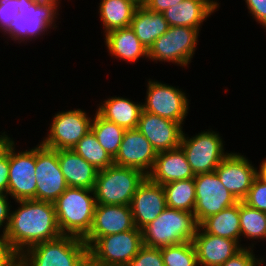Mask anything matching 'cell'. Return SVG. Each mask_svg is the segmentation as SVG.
I'll use <instances>...</instances> for the list:
<instances>
[{
	"label": "cell",
	"instance_id": "cell-1",
	"mask_svg": "<svg viewBox=\"0 0 266 266\" xmlns=\"http://www.w3.org/2000/svg\"><path fill=\"white\" fill-rule=\"evenodd\" d=\"M4 233L8 244L21 255L35 244L60 237L54 203L36 199L18 200Z\"/></svg>",
	"mask_w": 266,
	"mask_h": 266
},
{
	"label": "cell",
	"instance_id": "cell-2",
	"mask_svg": "<svg viewBox=\"0 0 266 266\" xmlns=\"http://www.w3.org/2000/svg\"><path fill=\"white\" fill-rule=\"evenodd\" d=\"M54 206L57 225L62 235L82 239L88 235L96 206L93 189L68 187L54 202Z\"/></svg>",
	"mask_w": 266,
	"mask_h": 266
},
{
	"label": "cell",
	"instance_id": "cell-3",
	"mask_svg": "<svg viewBox=\"0 0 266 266\" xmlns=\"http://www.w3.org/2000/svg\"><path fill=\"white\" fill-rule=\"evenodd\" d=\"M199 224L194 213L166 207L142 231L143 245L162 248L193 241Z\"/></svg>",
	"mask_w": 266,
	"mask_h": 266
},
{
	"label": "cell",
	"instance_id": "cell-4",
	"mask_svg": "<svg viewBox=\"0 0 266 266\" xmlns=\"http://www.w3.org/2000/svg\"><path fill=\"white\" fill-rule=\"evenodd\" d=\"M88 257L82 238L71 235L33 245L20 255V266H80Z\"/></svg>",
	"mask_w": 266,
	"mask_h": 266
},
{
	"label": "cell",
	"instance_id": "cell-5",
	"mask_svg": "<svg viewBox=\"0 0 266 266\" xmlns=\"http://www.w3.org/2000/svg\"><path fill=\"white\" fill-rule=\"evenodd\" d=\"M147 177L141 170L112 165L100 170L94 186L96 204L128 205Z\"/></svg>",
	"mask_w": 266,
	"mask_h": 266
},
{
	"label": "cell",
	"instance_id": "cell-6",
	"mask_svg": "<svg viewBox=\"0 0 266 266\" xmlns=\"http://www.w3.org/2000/svg\"><path fill=\"white\" fill-rule=\"evenodd\" d=\"M142 231L138 228L98 237L89 247L88 256L103 266H125L143 247Z\"/></svg>",
	"mask_w": 266,
	"mask_h": 266
},
{
	"label": "cell",
	"instance_id": "cell-7",
	"mask_svg": "<svg viewBox=\"0 0 266 266\" xmlns=\"http://www.w3.org/2000/svg\"><path fill=\"white\" fill-rule=\"evenodd\" d=\"M59 0H18L19 14L6 32L12 40H30L51 28ZM55 17V18H54Z\"/></svg>",
	"mask_w": 266,
	"mask_h": 266
},
{
	"label": "cell",
	"instance_id": "cell-8",
	"mask_svg": "<svg viewBox=\"0 0 266 266\" xmlns=\"http://www.w3.org/2000/svg\"><path fill=\"white\" fill-rule=\"evenodd\" d=\"M199 29L187 26H169L168 30L157 38L148 49L149 59L175 62L187 66L197 45Z\"/></svg>",
	"mask_w": 266,
	"mask_h": 266
},
{
	"label": "cell",
	"instance_id": "cell-9",
	"mask_svg": "<svg viewBox=\"0 0 266 266\" xmlns=\"http://www.w3.org/2000/svg\"><path fill=\"white\" fill-rule=\"evenodd\" d=\"M182 134L180 147L194 174L214 172L229 154L224 153L223 141L218 133L206 131L189 138Z\"/></svg>",
	"mask_w": 266,
	"mask_h": 266
},
{
	"label": "cell",
	"instance_id": "cell-10",
	"mask_svg": "<svg viewBox=\"0 0 266 266\" xmlns=\"http://www.w3.org/2000/svg\"><path fill=\"white\" fill-rule=\"evenodd\" d=\"M194 184L196 202L193 213L198 224L239 202L221 183L215 171L196 174Z\"/></svg>",
	"mask_w": 266,
	"mask_h": 266
},
{
	"label": "cell",
	"instance_id": "cell-11",
	"mask_svg": "<svg viewBox=\"0 0 266 266\" xmlns=\"http://www.w3.org/2000/svg\"><path fill=\"white\" fill-rule=\"evenodd\" d=\"M53 118L50 133L40 143L54 150L73 149L91 130L93 120L81 109L58 112Z\"/></svg>",
	"mask_w": 266,
	"mask_h": 266
},
{
	"label": "cell",
	"instance_id": "cell-12",
	"mask_svg": "<svg viewBox=\"0 0 266 266\" xmlns=\"http://www.w3.org/2000/svg\"><path fill=\"white\" fill-rule=\"evenodd\" d=\"M15 144H9L8 191L13 199H36V147L15 153Z\"/></svg>",
	"mask_w": 266,
	"mask_h": 266
},
{
	"label": "cell",
	"instance_id": "cell-13",
	"mask_svg": "<svg viewBox=\"0 0 266 266\" xmlns=\"http://www.w3.org/2000/svg\"><path fill=\"white\" fill-rule=\"evenodd\" d=\"M36 200L54 203L69 187L59 166L57 150L36 147Z\"/></svg>",
	"mask_w": 266,
	"mask_h": 266
},
{
	"label": "cell",
	"instance_id": "cell-14",
	"mask_svg": "<svg viewBox=\"0 0 266 266\" xmlns=\"http://www.w3.org/2000/svg\"><path fill=\"white\" fill-rule=\"evenodd\" d=\"M146 101L143 110L183 124L188 113V97L176 87L148 81Z\"/></svg>",
	"mask_w": 266,
	"mask_h": 266
},
{
	"label": "cell",
	"instance_id": "cell-15",
	"mask_svg": "<svg viewBox=\"0 0 266 266\" xmlns=\"http://www.w3.org/2000/svg\"><path fill=\"white\" fill-rule=\"evenodd\" d=\"M225 188L238 200L242 201L257 177V169L246 157L229 153L215 169Z\"/></svg>",
	"mask_w": 266,
	"mask_h": 266
},
{
	"label": "cell",
	"instance_id": "cell-16",
	"mask_svg": "<svg viewBox=\"0 0 266 266\" xmlns=\"http://www.w3.org/2000/svg\"><path fill=\"white\" fill-rule=\"evenodd\" d=\"M157 152L146 137L137 129H126L114 165L132 167L147 175L156 159Z\"/></svg>",
	"mask_w": 266,
	"mask_h": 266
},
{
	"label": "cell",
	"instance_id": "cell-17",
	"mask_svg": "<svg viewBox=\"0 0 266 266\" xmlns=\"http://www.w3.org/2000/svg\"><path fill=\"white\" fill-rule=\"evenodd\" d=\"M135 228L128 205L96 204L90 232L83 239L89 247L98 237L117 234Z\"/></svg>",
	"mask_w": 266,
	"mask_h": 266
},
{
	"label": "cell",
	"instance_id": "cell-18",
	"mask_svg": "<svg viewBox=\"0 0 266 266\" xmlns=\"http://www.w3.org/2000/svg\"><path fill=\"white\" fill-rule=\"evenodd\" d=\"M166 207L163 186L146 177L138 186L130 203L135 227L142 230L154 221Z\"/></svg>",
	"mask_w": 266,
	"mask_h": 266
},
{
	"label": "cell",
	"instance_id": "cell-19",
	"mask_svg": "<svg viewBox=\"0 0 266 266\" xmlns=\"http://www.w3.org/2000/svg\"><path fill=\"white\" fill-rule=\"evenodd\" d=\"M137 129L151 143L156 152L179 147L183 134L180 123L144 110L141 113Z\"/></svg>",
	"mask_w": 266,
	"mask_h": 266
},
{
	"label": "cell",
	"instance_id": "cell-20",
	"mask_svg": "<svg viewBox=\"0 0 266 266\" xmlns=\"http://www.w3.org/2000/svg\"><path fill=\"white\" fill-rule=\"evenodd\" d=\"M192 242L201 266H221L244 248L238 241L205 233L200 227Z\"/></svg>",
	"mask_w": 266,
	"mask_h": 266
},
{
	"label": "cell",
	"instance_id": "cell-21",
	"mask_svg": "<svg viewBox=\"0 0 266 266\" xmlns=\"http://www.w3.org/2000/svg\"><path fill=\"white\" fill-rule=\"evenodd\" d=\"M194 177L195 174L180 146L168 151L157 152L154 165L147 174L150 181L160 185Z\"/></svg>",
	"mask_w": 266,
	"mask_h": 266
},
{
	"label": "cell",
	"instance_id": "cell-22",
	"mask_svg": "<svg viewBox=\"0 0 266 266\" xmlns=\"http://www.w3.org/2000/svg\"><path fill=\"white\" fill-rule=\"evenodd\" d=\"M219 6L211 0H183L179 4L166 9L163 13L169 26H187L200 30L206 20Z\"/></svg>",
	"mask_w": 266,
	"mask_h": 266
},
{
	"label": "cell",
	"instance_id": "cell-23",
	"mask_svg": "<svg viewBox=\"0 0 266 266\" xmlns=\"http://www.w3.org/2000/svg\"><path fill=\"white\" fill-rule=\"evenodd\" d=\"M57 156L69 187L94 189L99 170L72 149L57 150Z\"/></svg>",
	"mask_w": 266,
	"mask_h": 266
},
{
	"label": "cell",
	"instance_id": "cell-24",
	"mask_svg": "<svg viewBox=\"0 0 266 266\" xmlns=\"http://www.w3.org/2000/svg\"><path fill=\"white\" fill-rule=\"evenodd\" d=\"M105 37L108 52L116 58L136 62L142 56L148 57V50L130 26L112 30L105 34Z\"/></svg>",
	"mask_w": 266,
	"mask_h": 266
},
{
	"label": "cell",
	"instance_id": "cell-25",
	"mask_svg": "<svg viewBox=\"0 0 266 266\" xmlns=\"http://www.w3.org/2000/svg\"><path fill=\"white\" fill-rule=\"evenodd\" d=\"M130 27L148 50L154 41L168 30L169 25L163 13L150 11L141 5L136 9Z\"/></svg>",
	"mask_w": 266,
	"mask_h": 266
},
{
	"label": "cell",
	"instance_id": "cell-26",
	"mask_svg": "<svg viewBox=\"0 0 266 266\" xmlns=\"http://www.w3.org/2000/svg\"><path fill=\"white\" fill-rule=\"evenodd\" d=\"M143 104H136L123 97H111L98 107L97 113L104 119L125 129L137 128Z\"/></svg>",
	"mask_w": 266,
	"mask_h": 266
},
{
	"label": "cell",
	"instance_id": "cell-27",
	"mask_svg": "<svg viewBox=\"0 0 266 266\" xmlns=\"http://www.w3.org/2000/svg\"><path fill=\"white\" fill-rule=\"evenodd\" d=\"M239 213L240 201L235 205L204 219L199 224V227L205 233L239 242V237L241 236Z\"/></svg>",
	"mask_w": 266,
	"mask_h": 266
},
{
	"label": "cell",
	"instance_id": "cell-28",
	"mask_svg": "<svg viewBox=\"0 0 266 266\" xmlns=\"http://www.w3.org/2000/svg\"><path fill=\"white\" fill-rule=\"evenodd\" d=\"M99 5L100 18L106 34L130 26L133 15L139 7L132 0H101Z\"/></svg>",
	"mask_w": 266,
	"mask_h": 266
},
{
	"label": "cell",
	"instance_id": "cell-29",
	"mask_svg": "<svg viewBox=\"0 0 266 266\" xmlns=\"http://www.w3.org/2000/svg\"><path fill=\"white\" fill-rule=\"evenodd\" d=\"M162 186L167 207L193 213L196 202L194 178L174 181Z\"/></svg>",
	"mask_w": 266,
	"mask_h": 266
},
{
	"label": "cell",
	"instance_id": "cell-30",
	"mask_svg": "<svg viewBox=\"0 0 266 266\" xmlns=\"http://www.w3.org/2000/svg\"><path fill=\"white\" fill-rule=\"evenodd\" d=\"M91 130L103 149L114 159L119 151L126 129L104 119L96 112L92 120Z\"/></svg>",
	"mask_w": 266,
	"mask_h": 266
},
{
	"label": "cell",
	"instance_id": "cell-31",
	"mask_svg": "<svg viewBox=\"0 0 266 266\" xmlns=\"http://www.w3.org/2000/svg\"><path fill=\"white\" fill-rule=\"evenodd\" d=\"M78 155L93 165L97 170L112 166L113 159L98 142L96 135L90 130L73 149Z\"/></svg>",
	"mask_w": 266,
	"mask_h": 266
},
{
	"label": "cell",
	"instance_id": "cell-32",
	"mask_svg": "<svg viewBox=\"0 0 266 266\" xmlns=\"http://www.w3.org/2000/svg\"><path fill=\"white\" fill-rule=\"evenodd\" d=\"M240 230L241 236L248 239L266 238V213L251 208L240 201Z\"/></svg>",
	"mask_w": 266,
	"mask_h": 266
},
{
	"label": "cell",
	"instance_id": "cell-33",
	"mask_svg": "<svg viewBox=\"0 0 266 266\" xmlns=\"http://www.w3.org/2000/svg\"><path fill=\"white\" fill-rule=\"evenodd\" d=\"M164 266H197V253L192 241L160 248Z\"/></svg>",
	"mask_w": 266,
	"mask_h": 266
},
{
	"label": "cell",
	"instance_id": "cell-34",
	"mask_svg": "<svg viewBox=\"0 0 266 266\" xmlns=\"http://www.w3.org/2000/svg\"><path fill=\"white\" fill-rule=\"evenodd\" d=\"M242 202L251 208L266 212V183L256 177Z\"/></svg>",
	"mask_w": 266,
	"mask_h": 266
},
{
	"label": "cell",
	"instance_id": "cell-35",
	"mask_svg": "<svg viewBox=\"0 0 266 266\" xmlns=\"http://www.w3.org/2000/svg\"><path fill=\"white\" fill-rule=\"evenodd\" d=\"M125 266H164L160 248L143 246Z\"/></svg>",
	"mask_w": 266,
	"mask_h": 266
},
{
	"label": "cell",
	"instance_id": "cell-36",
	"mask_svg": "<svg viewBox=\"0 0 266 266\" xmlns=\"http://www.w3.org/2000/svg\"><path fill=\"white\" fill-rule=\"evenodd\" d=\"M18 14V0H0V30L6 33Z\"/></svg>",
	"mask_w": 266,
	"mask_h": 266
},
{
	"label": "cell",
	"instance_id": "cell-37",
	"mask_svg": "<svg viewBox=\"0 0 266 266\" xmlns=\"http://www.w3.org/2000/svg\"><path fill=\"white\" fill-rule=\"evenodd\" d=\"M253 250L251 248L245 247L240 252H238L232 258H229L224 264L221 266H260L263 264V259L258 260L255 258V254L253 255Z\"/></svg>",
	"mask_w": 266,
	"mask_h": 266
},
{
	"label": "cell",
	"instance_id": "cell-38",
	"mask_svg": "<svg viewBox=\"0 0 266 266\" xmlns=\"http://www.w3.org/2000/svg\"><path fill=\"white\" fill-rule=\"evenodd\" d=\"M0 266H20V255L0 235Z\"/></svg>",
	"mask_w": 266,
	"mask_h": 266
},
{
	"label": "cell",
	"instance_id": "cell-39",
	"mask_svg": "<svg viewBox=\"0 0 266 266\" xmlns=\"http://www.w3.org/2000/svg\"><path fill=\"white\" fill-rule=\"evenodd\" d=\"M249 13L266 29V0H245Z\"/></svg>",
	"mask_w": 266,
	"mask_h": 266
},
{
	"label": "cell",
	"instance_id": "cell-40",
	"mask_svg": "<svg viewBox=\"0 0 266 266\" xmlns=\"http://www.w3.org/2000/svg\"><path fill=\"white\" fill-rule=\"evenodd\" d=\"M9 182V145L0 155V192L7 194Z\"/></svg>",
	"mask_w": 266,
	"mask_h": 266
},
{
	"label": "cell",
	"instance_id": "cell-41",
	"mask_svg": "<svg viewBox=\"0 0 266 266\" xmlns=\"http://www.w3.org/2000/svg\"><path fill=\"white\" fill-rule=\"evenodd\" d=\"M183 0H145L144 7L153 12L164 13V11Z\"/></svg>",
	"mask_w": 266,
	"mask_h": 266
},
{
	"label": "cell",
	"instance_id": "cell-42",
	"mask_svg": "<svg viewBox=\"0 0 266 266\" xmlns=\"http://www.w3.org/2000/svg\"><path fill=\"white\" fill-rule=\"evenodd\" d=\"M10 206L7 198V194L0 192V228L3 226V234L8 229L9 223H10ZM6 221V223H5ZM4 223V225H3Z\"/></svg>",
	"mask_w": 266,
	"mask_h": 266
},
{
	"label": "cell",
	"instance_id": "cell-43",
	"mask_svg": "<svg viewBox=\"0 0 266 266\" xmlns=\"http://www.w3.org/2000/svg\"><path fill=\"white\" fill-rule=\"evenodd\" d=\"M12 139L8 137L5 132L0 135V155L6 150V147L10 144Z\"/></svg>",
	"mask_w": 266,
	"mask_h": 266
},
{
	"label": "cell",
	"instance_id": "cell-44",
	"mask_svg": "<svg viewBox=\"0 0 266 266\" xmlns=\"http://www.w3.org/2000/svg\"><path fill=\"white\" fill-rule=\"evenodd\" d=\"M260 166L261 167H260L259 171L257 170V177L266 183V158L260 164Z\"/></svg>",
	"mask_w": 266,
	"mask_h": 266
},
{
	"label": "cell",
	"instance_id": "cell-45",
	"mask_svg": "<svg viewBox=\"0 0 266 266\" xmlns=\"http://www.w3.org/2000/svg\"><path fill=\"white\" fill-rule=\"evenodd\" d=\"M80 266H103V265L94 262V261L88 256V257L86 258V260H85Z\"/></svg>",
	"mask_w": 266,
	"mask_h": 266
},
{
	"label": "cell",
	"instance_id": "cell-46",
	"mask_svg": "<svg viewBox=\"0 0 266 266\" xmlns=\"http://www.w3.org/2000/svg\"><path fill=\"white\" fill-rule=\"evenodd\" d=\"M132 1H134L139 6L144 5V3H145V0H132Z\"/></svg>",
	"mask_w": 266,
	"mask_h": 266
}]
</instances>
